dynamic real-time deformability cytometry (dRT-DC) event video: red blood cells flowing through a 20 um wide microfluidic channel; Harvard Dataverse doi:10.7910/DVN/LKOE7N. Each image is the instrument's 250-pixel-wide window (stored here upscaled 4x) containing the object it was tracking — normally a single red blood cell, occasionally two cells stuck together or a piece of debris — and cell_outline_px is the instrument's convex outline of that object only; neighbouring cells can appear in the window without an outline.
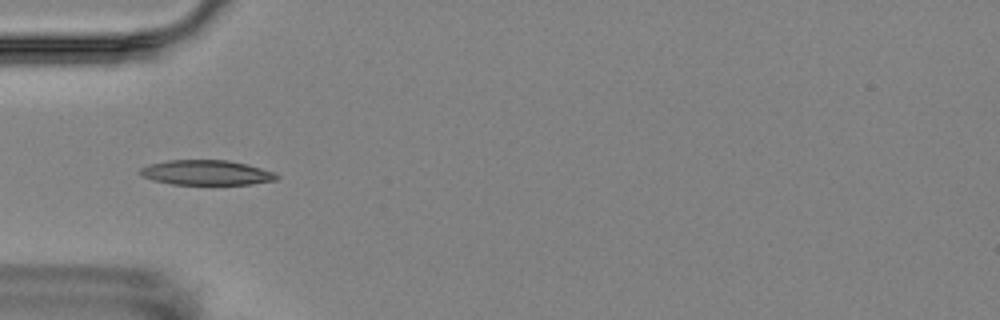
{"species": "Egyptian fruit bat (a non-hibernating species)", "species_latin": "Rousettus aegyptiacus", "temperature_condition": "room temperature", "stored_images_in_passage": 6, "camera_frame_rate_fps": 3000, "um_per_image_px": 0.085, "animal": {"sex": "female"}, "frame": {"image": 1, "passage_image": 5, "time_ms": 4.667, "image_size_px": [1000, 320], "cell_outline_px": [[280, 176], [276, 180], [252, 184], [172, 184], [152, 180], [144, 176], [140, 172], [140, 168], [148, 164], [168, 160], [228, 160], [248, 164], [276, 172]], "centroid_in_image_um": [17.59, 14.66], "position_along_channel_um": 67.4, "area_um2": 19.88}}
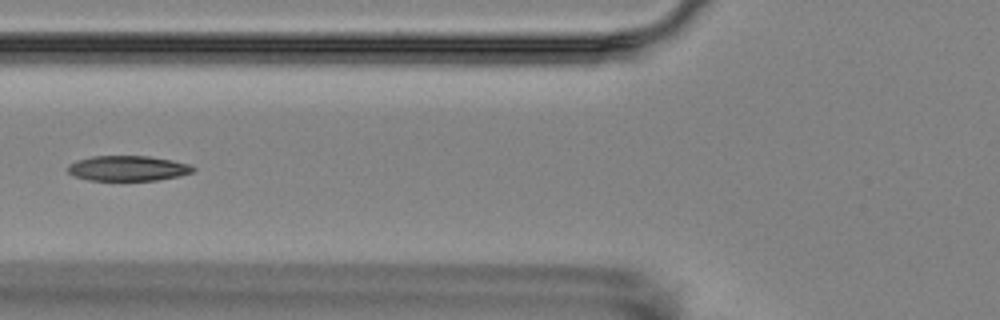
{"frame": {"image": 2, "passage_image": 6, "time_ms": 6.0, "image_size_px": [1000, 320], "cell_outline_px": [[196, 168], [192, 172], [180, 176], [156, 180], [88, 180], [72, 176], [68, 172], [68, 164], [76, 160], [92, 156], [148, 156], [172, 160], [192, 164]], "centroid_in_image_um": [10.86, 14.3], "position_along_channel_um": 114.9, "area_um2": 18.55}}